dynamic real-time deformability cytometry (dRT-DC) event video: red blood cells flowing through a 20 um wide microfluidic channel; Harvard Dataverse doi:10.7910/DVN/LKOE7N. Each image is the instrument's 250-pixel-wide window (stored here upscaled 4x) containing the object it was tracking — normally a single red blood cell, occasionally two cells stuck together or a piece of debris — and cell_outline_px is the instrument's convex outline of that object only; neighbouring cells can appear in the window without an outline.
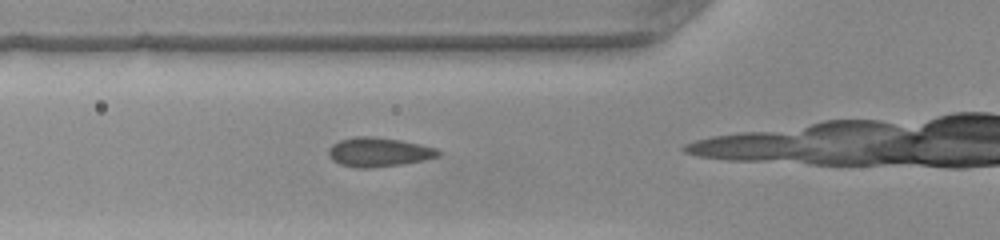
{"species": "common noctule bat (a hibernating species)", "species_latin": "Nyctalus noctula", "temperature_condition": "warm", "stored_images_in_passage": 13, "camera_frame_rate_fps": 3000, "um_per_image_px": 0.085, "animal": {"sex": "female", "body_mass_g": 22.0, "forearm_length_mm": 56.7}, "frame": {"image": 1, "passage_image": 10, "time_ms": 3.0, "image_size_px": [1000, 240], "cell_outline_px": [[444, 152], [436, 156], [424, 160], [400, 164], [372, 168], [356, 168], [340, 164], [332, 160], [328, 156], [328, 148], [332, 144], [340, 140], [356, 136], [368, 136], [400, 140], [420, 144], [436, 148]], "centroid_in_image_um": [32.16, 12.93], "position_along_channel_um": 93.6, "area_um2": 18.67}}